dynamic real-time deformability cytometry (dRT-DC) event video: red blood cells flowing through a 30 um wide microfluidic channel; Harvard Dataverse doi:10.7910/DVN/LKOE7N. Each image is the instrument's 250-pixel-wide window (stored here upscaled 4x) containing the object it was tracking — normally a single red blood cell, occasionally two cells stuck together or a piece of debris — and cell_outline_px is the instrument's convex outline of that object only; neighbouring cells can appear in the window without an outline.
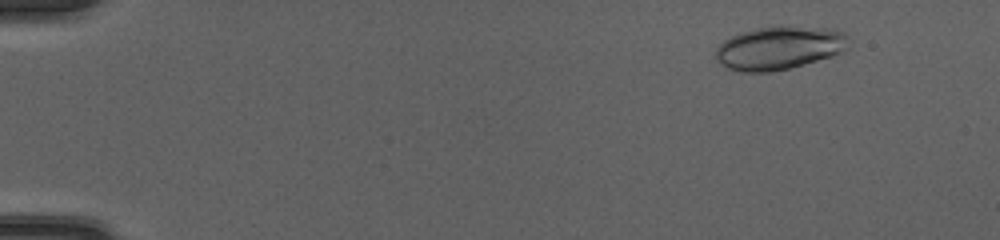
{"species": "common noctule bat (a hibernating species)", "species_latin": "Nyctalus noctula", "temperature_condition": "cold", "stored_images_in_passage": 50, "camera_frame_rate_fps": 3000, "um_per_image_px": 0.085, "animal": {"sex": "female", "body_mass_g": 20.0, "forearm_length_mm": 54.0}, "frame": {"image": 1, "passage_image": 6, "time_ms": 1.667, "image_size_px": [1000, 240], "cell_outline_px": [[852, 40], [844, 52], [832, 56], [804, 64], [772, 72], [736, 72], [720, 64], [716, 60], [716, 48], [724, 40], [740, 32], [756, 28], [784, 24], [836, 28], [844, 32]], "centroid_in_image_um": [66.3, 4.04], "position_along_channel_um": 18.7, "area_um2": 34.56}}